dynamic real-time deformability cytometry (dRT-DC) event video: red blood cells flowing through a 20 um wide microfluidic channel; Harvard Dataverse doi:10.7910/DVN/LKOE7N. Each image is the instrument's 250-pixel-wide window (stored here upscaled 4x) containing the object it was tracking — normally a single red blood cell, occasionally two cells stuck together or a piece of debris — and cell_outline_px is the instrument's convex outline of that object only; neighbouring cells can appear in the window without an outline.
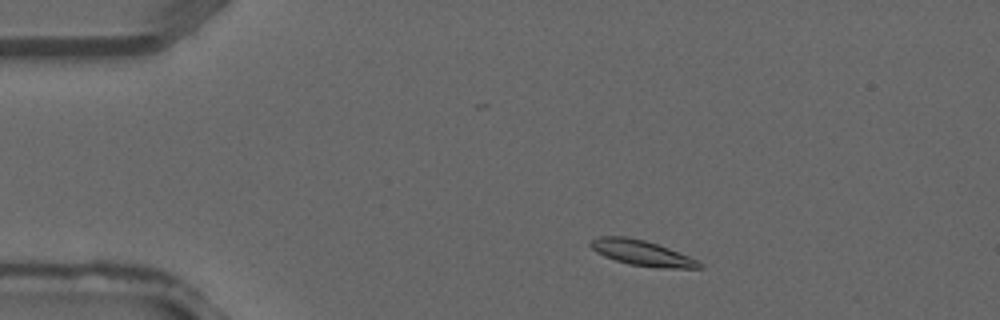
{"species": "common noctule bat (a hibernating species)", "species_latin": "Nyctalus noctula", "temperature_condition": "warm", "stored_images_in_passage": 2, "camera_frame_rate_fps": 3000, "um_per_image_px": 0.085, "animal": {"sex": "male", "forearm_length_mm": 52.5}, "frame": {"image": 1, "passage_image": 1, "time_ms": 0.0, "image_size_px": [1000, 320], "cell_outline_px": [[704, 268], [660, 268], [628, 264], [604, 256], [596, 252], [588, 244], [592, 240], [600, 236], [628, 236], [644, 240], [668, 248], [700, 260], [704, 264]], "centroid_in_image_um": [54.6, 21.51], "position_along_channel_um": 30.4, "area_um2": 16.18}}